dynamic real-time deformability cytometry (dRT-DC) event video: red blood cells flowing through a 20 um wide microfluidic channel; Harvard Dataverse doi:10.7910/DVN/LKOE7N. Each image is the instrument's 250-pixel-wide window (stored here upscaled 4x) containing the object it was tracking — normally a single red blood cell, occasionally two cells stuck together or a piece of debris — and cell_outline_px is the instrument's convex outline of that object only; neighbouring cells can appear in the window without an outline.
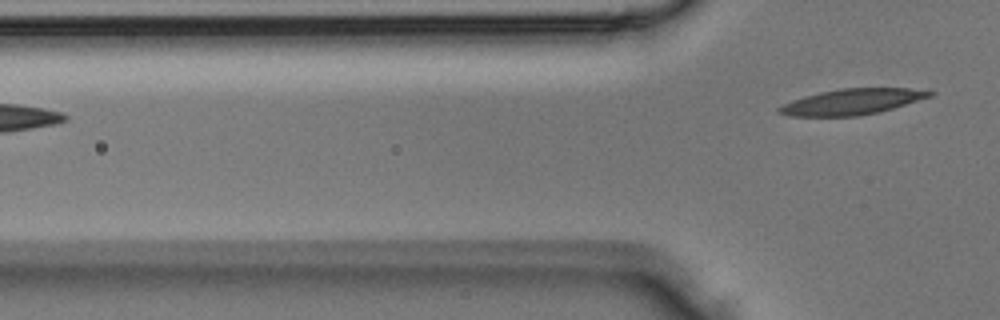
{"species": "Egyptian fruit bat (a non-hibernating species)", "species_latin": "Rousettus aegyptiacus", "temperature_condition": "room temperature", "stored_images_in_passage": 3, "camera_frame_rate_fps": 3000, "um_per_image_px": 0.085, "animal": {"sex": "male"}, "frame": {"image": 1, "passage_image": 3, "time_ms": 0.667, "image_size_px": [1000, 320], "cell_outline_px": [[936, 92], [932, 96], [892, 108], [860, 116], [788, 116], [776, 112], [776, 108], [792, 100], [804, 96], [820, 92], [840, 88], [908, 88]], "centroid_in_image_um": [72.37, 8.65], "position_along_channel_um": 53.4, "area_um2": 22.48}}